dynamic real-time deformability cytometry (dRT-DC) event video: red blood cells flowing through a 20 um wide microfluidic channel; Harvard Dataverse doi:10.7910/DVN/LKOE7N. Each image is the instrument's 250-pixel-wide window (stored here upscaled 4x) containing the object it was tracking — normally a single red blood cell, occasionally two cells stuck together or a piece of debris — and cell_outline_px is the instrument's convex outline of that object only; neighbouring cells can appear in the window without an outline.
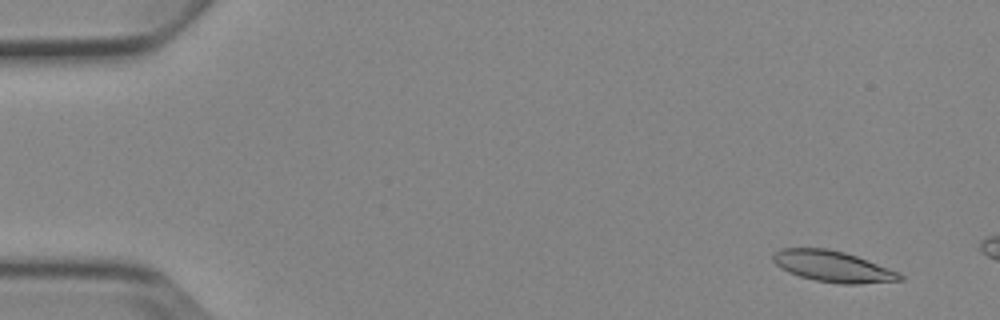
{"species": "Egyptian fruit bat (a non-hibernating species)", "species_latin": "Rousettus aegyptiacus", "temperature_condition": "cold", "stored_images_in_passage": 3, "camera_frame_rate_fps": 3000, "um_per_image_px": 0.085, "animal": {"sex": "female"}, "frame": {"image": 1, "passage_image": 1, "time_ms": 0.0, "image_size_px": [1000, 320], "cell_outline_px": [[904, 280], [860, 284], [840, 284], [816, 280], [800, 276], [788, 272], [780, 268], [772, 260], [772, 252], [780, 248], [828, 248], [844, 252], [856, 256], [900, 272], [904, 276]], "centroid_in_image_um": [70.78, 22.64], "position_along_channel_um": 14.2, "area_um2": 23.12}}